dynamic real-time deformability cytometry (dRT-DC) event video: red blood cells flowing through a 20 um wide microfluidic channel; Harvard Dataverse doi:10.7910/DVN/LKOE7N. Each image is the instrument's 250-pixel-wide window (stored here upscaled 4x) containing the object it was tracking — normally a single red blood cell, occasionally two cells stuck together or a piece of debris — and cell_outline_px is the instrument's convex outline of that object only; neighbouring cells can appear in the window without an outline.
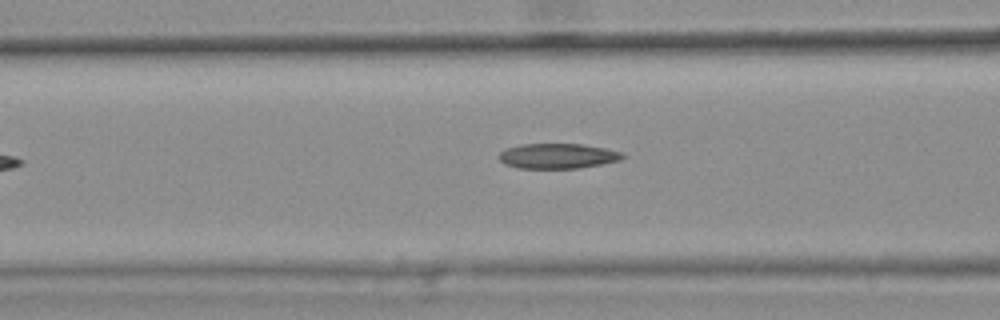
{"species": "common noctule bat (a hibernating species)", "species_latin": "Nyctalus noctula", "temperature_condition": "warm", "stored_images_in_passage": 6, "camera_frame_rate_fps": 3000, "um_per_image_px": 0.085, "animal": {"sex": "female", "body_mass_g": 25.1}, "frame": {"image": 1, "passage_image": 6, "time_ms": 1.667, "image_size_px": [1000, 320], "cell_outline_px": [[624, 156], [620, 160], [580, 168], [516, 168], [504, 164], [496, 156], [500, 152], [508, 148], [520, 144], [580, 144], [604, 148], [620, 152]], "centroid_in_image_um": [47.33, 13.26], "position_along_channel_um": 119.3, "area_um2": 17.98}}